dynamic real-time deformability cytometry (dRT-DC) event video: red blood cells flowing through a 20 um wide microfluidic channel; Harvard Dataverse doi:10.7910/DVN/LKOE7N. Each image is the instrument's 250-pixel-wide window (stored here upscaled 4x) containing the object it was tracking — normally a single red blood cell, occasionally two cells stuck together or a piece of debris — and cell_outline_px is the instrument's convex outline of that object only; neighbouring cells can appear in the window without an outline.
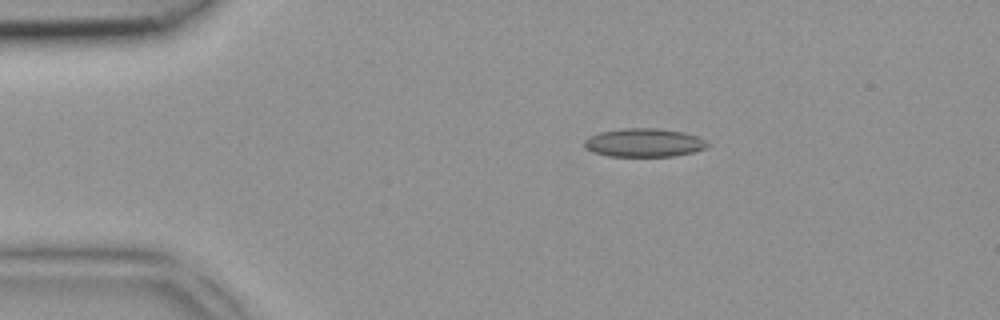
{"species": "common noctule bat (a hibernating species)", "species_latin": "Nyctalus noctula", "temperature_condition": "room temperature", "stored_images_in_passage": 4, "camera_frame_rate_fps": 3000, "um_per_image_px": 0.085, "animal": {"sex": "female", "body_mass_g": 18.4}, "frame": {"image": 1, "passage_image": 3, "time_ms": 0.667, "image_size_px": [1000, 320], "cell_outline_px": [[712, 144], [704, 148], [692, 152], [676, 156], [608, 156], [592, 152], [584, 148], [584, 140], [600, 132], [620, 128], [656, 128], [684, 132], [696, 136]], "centroid_in_image_um": [54.73, 12.13], "position_along_channel_um": 30.3, "area_um2": 20.46}}
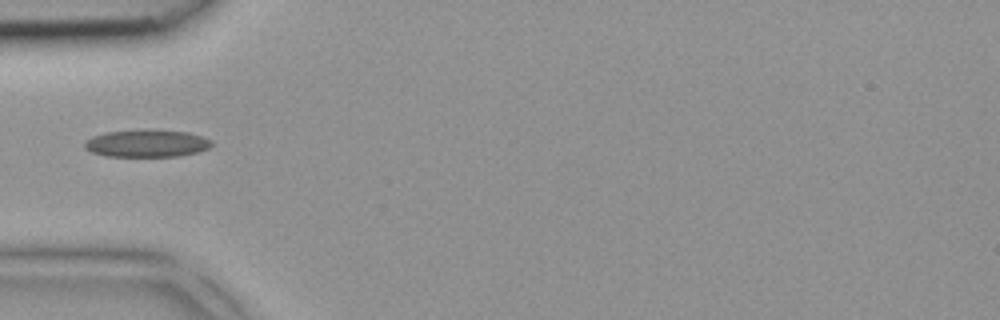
{"frame": {"image": 2, "passage_image": 4, "time_ms": 1.0, "image_size_px": [1000, 320], "cell_outline_px": [[212, 144], [208, 148], [196, 152], [180, 156], [104, 156], [92, 152], [84, 148], [84, 144], [92, 136], [104, 132], [188, 132], [204, 136], [212, 140]], "centroid_in_image_um": [12.48, 12.23], "position_along_channel_um": 72.5, "area_um2": 19.42}}